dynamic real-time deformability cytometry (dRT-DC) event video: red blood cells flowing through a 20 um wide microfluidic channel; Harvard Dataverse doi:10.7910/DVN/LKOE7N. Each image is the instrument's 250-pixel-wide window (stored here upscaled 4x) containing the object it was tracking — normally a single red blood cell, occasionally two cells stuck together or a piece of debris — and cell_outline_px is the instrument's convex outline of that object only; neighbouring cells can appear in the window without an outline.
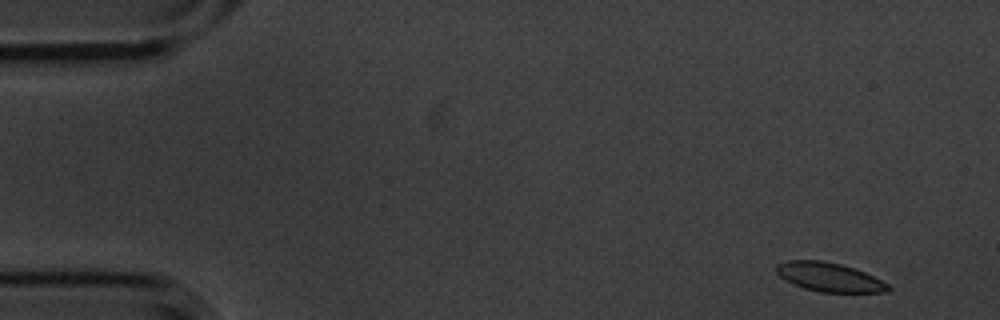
{"species": "common noctule bat (a hibernating species)", "species_latin": "Nyctalus noctula", "temperature_condition": "cold", "stored_images_in_passage": 5, "segment_of_instrument_passage": [1, 2], "camera_frame_rate_fps": 3000, "um_per_image_px": 0.085, "animal": {"sex": "male", "body_mass_g": 20.1, "forearm_length_mm": 53.5}, "frame": {"image": 1, "passage_image": 1, "time_ms": 0.0, "image_size_px": [1000, 320], "cell_outline_px": [[892, 288], [888, 292], [820, 292], [804, 288], [792, 284], [784, 280], [776, 272], [776, 264], [788, 260], [824, 260], [840, 264], [864, 272], [888, 284]], "centroid_in_image_um": [70.45, 23.55], "position_along_channel_um": 14.5, "area_um2": 18.84}}
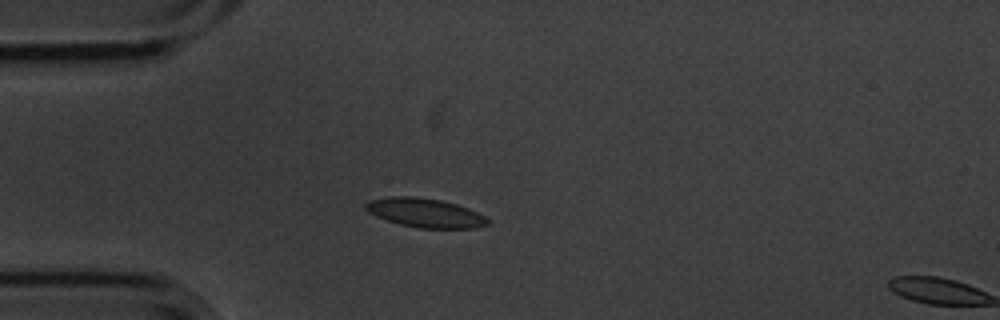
{"frame": {"image": 2, "passage_image": 4, "time_ms": 1.0, "image_size_px": [1000, 320], "cell_outline_px": [[488, 224], [476, 228], [420, 228], [400, 224], [376, 216], [368, 212], [364, 208], [364, 204], [368, 200], [392, 196], [412, 196], [440, 200], [456, 204], [468, 208], [484, 216], [488, 220]], "centroid_in_image_um": [36.1, 18.08], "position_along_channel_um": 48.9, "area_um2": 20.52}}